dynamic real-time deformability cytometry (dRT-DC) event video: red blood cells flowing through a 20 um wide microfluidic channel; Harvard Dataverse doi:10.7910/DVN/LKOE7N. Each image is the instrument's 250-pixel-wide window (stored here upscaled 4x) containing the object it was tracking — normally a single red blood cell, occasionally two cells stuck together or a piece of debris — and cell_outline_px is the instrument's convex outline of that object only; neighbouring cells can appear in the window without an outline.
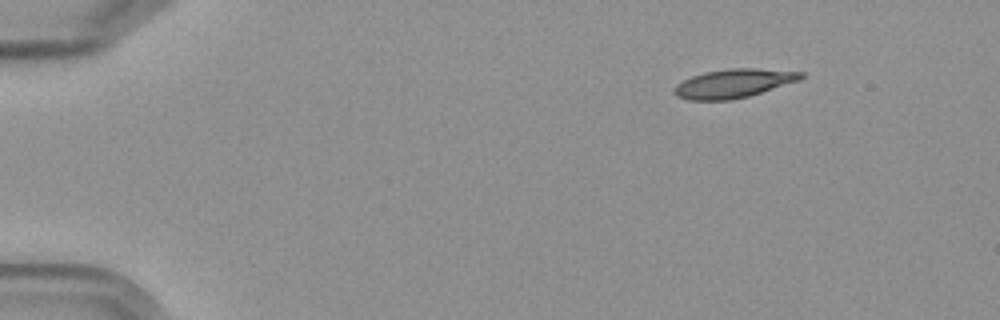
{"species": "Egyptian fruit bat (a non-hibernating species)", "species_latin": "Rousettus aegyptiacus", "temperature_condition": "cold", "stored_images_in_passage": 3, "camera_frame_rate_fps": 3000, "um_per_image_px": 0.085, "frame": {"image": 1, "passage_image": 1, "time_ms": 0.0, "image_size_px": [1000, 320], "cell_outline_px": [[804, 76], [800, 80], [748, 96], [732, 100], [688, 100], [676, 96], [672, 92], [676, 84], [692, 76], [704, 72], [728, 68], [756, 68], [804, 72]], "centroid_in_image_um": [62.33, 7.09], "position_along_channel_um": 22.7, "area_um2": 21.27}}